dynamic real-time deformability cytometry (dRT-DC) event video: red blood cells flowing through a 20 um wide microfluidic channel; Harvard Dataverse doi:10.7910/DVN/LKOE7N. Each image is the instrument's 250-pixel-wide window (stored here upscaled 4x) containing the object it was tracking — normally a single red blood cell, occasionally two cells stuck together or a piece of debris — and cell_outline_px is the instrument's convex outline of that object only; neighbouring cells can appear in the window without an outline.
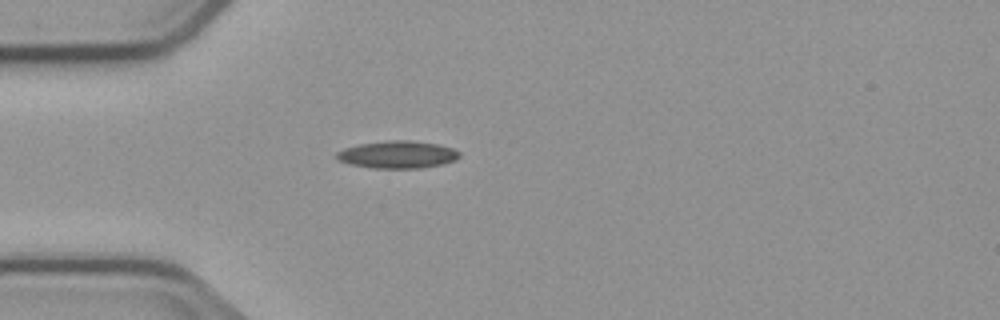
{"species": "common noctule bat (a hibernating species)", "species_latin": "Nyctalus noctula", "temperature_condition": "cold", "stored_images_in_passage": 1, "camera_frame_rate_fps": 3000, "um_per_image_px": 0.085, "animal": {"sex": "male", "body_mass_g": 23.1, "forearm_length_mm": 52.7}, "frame": {"image": 1, "passage_image": 1, "time_ms": 0.0, "image_size_px": [1000, 320], "cell_outline_px": [[460, 156], [456, 160], [444, 164], [420, 168], [372, 168], [352, 164], [340, 160], [336, 156], [336, 152], [344, 148], [360, 144], [384, 140], [412, 140], [440, 144], [452, 148], [460, 152]], "centroid_in_image_um": [33.84, 13.13], "position_along_channel_um": 51.2, "area_um2": 19.71}}